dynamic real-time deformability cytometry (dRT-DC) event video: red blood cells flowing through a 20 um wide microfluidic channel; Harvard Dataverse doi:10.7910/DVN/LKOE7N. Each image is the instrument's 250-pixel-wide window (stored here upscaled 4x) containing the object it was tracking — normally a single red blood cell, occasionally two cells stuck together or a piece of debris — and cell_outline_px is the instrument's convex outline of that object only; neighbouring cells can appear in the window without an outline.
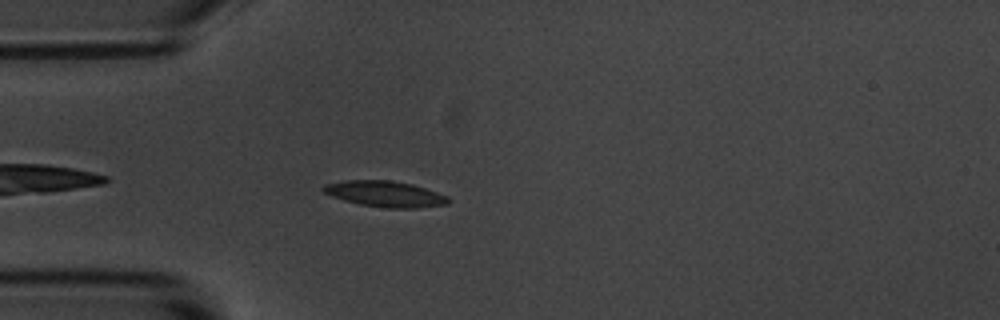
{"species": "common noctule bat (a hibernating species)", "species_latin": "Nyctalus noctula", "temperature_condition": "room temperature", "stored_images_in_passage": 44, "camera_frame_rate_fps": 3000, "um_per_image_px": 0.085, "animal": {"sex": "male", "body_mass_g": 20.1, "forearm_length_mm": 53.5}, "frame": {"image": 1, "passage_image": 4, "time_ms": 1.0, "image_size_px": [1000, 320], "cell_outline_px": [[452, 200], [448, 204], [416, 208], [388, 208], [360, 204], [344, 200], [332, 196], [324, 192], [320, 188], [324, 184], [344, 180], [388, 180], [412, 184], [448, 196]], "centroid_in_image_um": [32.73, 16.48], "position_along_channel_um": 52.3, "area_um2": 18.84}}
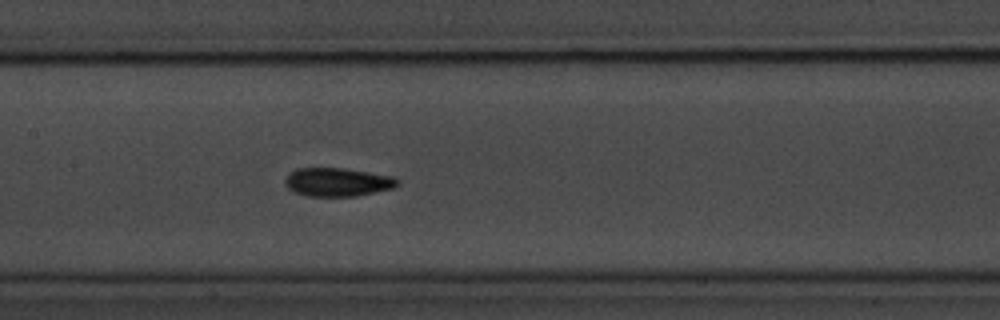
{"frame": {"image": 2, "passage_image": 15, "time_ms": 4.667, "image_size_px": [1000, 320], "cell_outline_px": [[400, 184], [392, 188], [356, 196], [304, 196], [292, 192], [284, 184], [284, 180], [288, 172], [296, 168], [344, 168], [392, 176], [400, 180]], "centroid_in_image_um": [28.63, 15.47], "position_along_channel_um": 178.8, "area_um2": 18.9}}
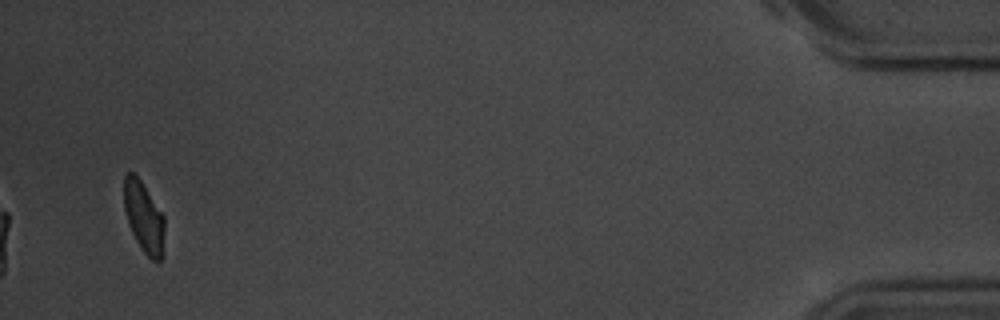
{"frame": {"image": 3, "passage_image": 42, "time_ms": 13.667, "image_size_px": [1000, 320], "cell_outline_px": [[164, 256], [160, 260], [152, 260], [140, 248], [128, 224], [124, 208], [124, 176], [128, 172], [132, 172], [140, 180], [164, 216]], "centroid_in_image_um": [12.23, 18.5], "position_along_channel_um": 423.0, "area_um2": 16.7}, "authors_computed_cell_mechanics": {"area_um2": 17.8313, "velocity_mm_per_s": 3.6365, "shape_relaxation_time_tau1_ms": 2.921, "shape_relaxation_time_tau2_ms": 2.7157, "deformation_change_tau1": 0.1112, "deformation_change_tau2": 0.0759}}